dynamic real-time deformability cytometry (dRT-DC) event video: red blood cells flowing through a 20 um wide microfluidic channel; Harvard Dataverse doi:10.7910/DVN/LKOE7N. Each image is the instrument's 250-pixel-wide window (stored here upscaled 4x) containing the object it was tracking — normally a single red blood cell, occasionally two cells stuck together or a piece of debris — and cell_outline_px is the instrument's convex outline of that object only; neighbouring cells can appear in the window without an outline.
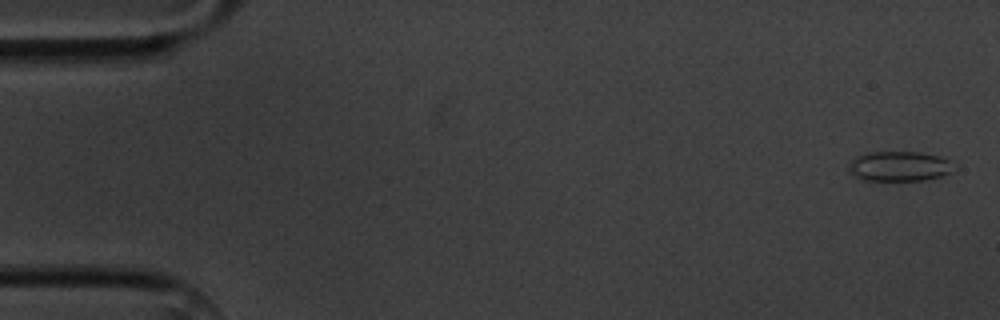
{"species": "common noctule bat (a hibernating species)", "species_latin": "Nyctalus noctula", "temperature_condition": "cold", "stored_images_in_passage": 4, "camera_frame_rate_fps": 3000, "um_per_image_px": 0.085, "animal": {"sex": "male", "body_mass_g": 20.1, "forearm_length_mm": 53.5}, "frame": {"image": 1, "passage_image": 1, "time_ms": 0.0, "image_size_px": [1000, 320], "cell_outline_px": [[948, 172], [940, 176], [924, 180], [864, 180], [848, 172], [848, 164], [856, 156], [864, 152], [920, 152], [940, 156], [948, 160]], "centroid_in_image_um": [76.31, 14.12], "position_along_channel_um": 8.7, "area_um2": 17.98}}
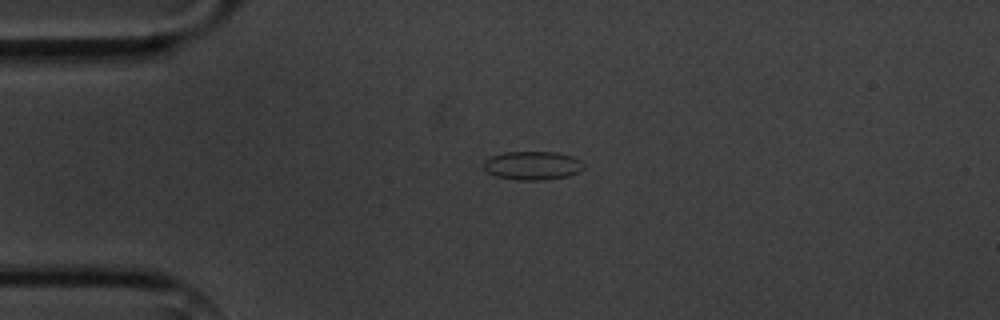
{"frame": {"image": 2, "passage_image": 4, "time_ms": 3.667, "image_size_px": [1000, 320], "cell_outline_px": [[584, 168], [580, 172], [568, 176], [544, 180], [516, 180], [496, 176], [488, 172], [484, 168], [484, 160], [492, 156], [504, 152], [556, 152], [572, 156], [580, 160], [584, 164]], "centroid_in_image_um": [45.29, 14.07], "position_along_channel_um": 39.7, "area_um2": 16.76}}